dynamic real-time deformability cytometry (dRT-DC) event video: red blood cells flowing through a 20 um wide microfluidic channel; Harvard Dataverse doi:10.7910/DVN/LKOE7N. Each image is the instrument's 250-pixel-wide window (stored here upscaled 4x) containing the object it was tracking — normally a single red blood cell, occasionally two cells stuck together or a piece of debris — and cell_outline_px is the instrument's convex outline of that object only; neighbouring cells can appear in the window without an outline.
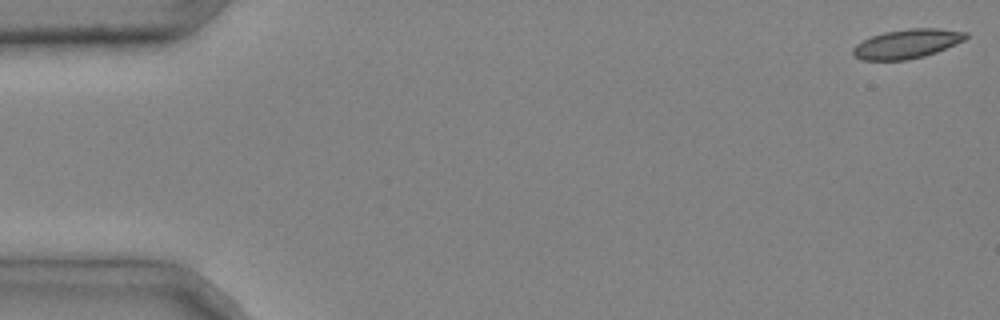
{"species": "common noctule bat (a hibernating species)", "species_latin": "Nyctalus noctula", "temperature_condition": "cold", "stored_images_in_passage": 5, "camera_frame_rate_fps": 3000, "um_per_image_px": 0.085, "animal": {"sex": "male", "body_mass_g": 20.4}, "frame": {"image": 1, "passage_image": 1, "time_ms": 0.0, "image_size_px": [1000, 320], "cell_outline_px": [[968, 36], [964, 40], [956, 44], [936, 52], [924, 56], [908, 60], [860, 60], [852, 56], [852, 48], [856, 44], [872, 36], [884, 32], [908, 28], [936, 28], [968, 32]], "centroid_in_image_um": [77.07, 3.73], "position_along_channel_um": 7.9, "area_um2": 19.31}}
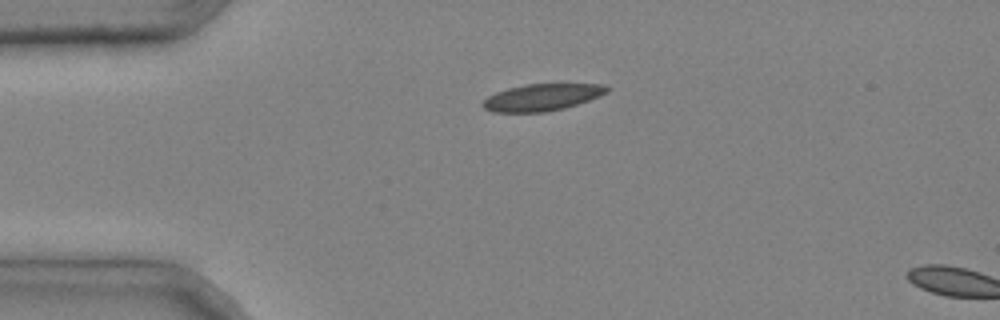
{"frame": {"image": 2, "passage_image": 4, "time_ms": 1.0, "image_size_px": [1000, 320], "cell_outline_px": [[608, 92], [600, 96], [564, 108], [548, 112], [492, 112], [484, 108], [480, 104], [488, 96], [496, 92], [508, 88], [524, 84], [604, 84], [608, 88]], "centroid_in_image_um": [46.04, 8.27], "position_along_channel_um": 39.0, "area_um2": 19.42}}